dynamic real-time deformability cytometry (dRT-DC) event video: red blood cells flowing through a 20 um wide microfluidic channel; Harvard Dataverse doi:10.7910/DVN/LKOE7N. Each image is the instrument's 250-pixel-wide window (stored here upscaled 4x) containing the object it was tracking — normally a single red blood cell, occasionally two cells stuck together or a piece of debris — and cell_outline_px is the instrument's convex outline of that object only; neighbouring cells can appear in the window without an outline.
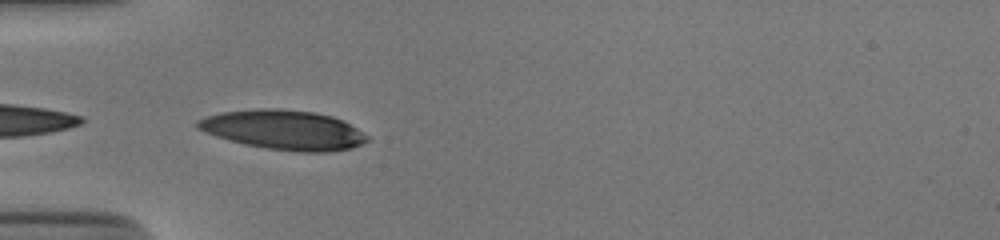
{"species": "human", "species_latin": "Homo sapiens", "temperature_condition": "cold", "stored_images_in_passage": 4, "camera_frame_rate_fps": 3000, "um_per_image_px": 0.085, "donor": {"sex": "male"}, "frame": {"image": 1, "passage_image": 1, "time_ms": 0.0, "image_size_px": [1000, 240], "cell_outline_px": [[368, 140], [352, 148], [328, 152], [300, 152], [264, 148], [244, 144], [228, 140], [204, 132], [196, 128], [196, 120], [208, 116], [224, 112], [260, 108], [276, 108], [316, 112], [332, 116], [344, 120], [368, 136]], "centroid_in_image_um": [24.11, 11.04], "position_along_channel_um": 60.9, "area_um2": 39.13}}